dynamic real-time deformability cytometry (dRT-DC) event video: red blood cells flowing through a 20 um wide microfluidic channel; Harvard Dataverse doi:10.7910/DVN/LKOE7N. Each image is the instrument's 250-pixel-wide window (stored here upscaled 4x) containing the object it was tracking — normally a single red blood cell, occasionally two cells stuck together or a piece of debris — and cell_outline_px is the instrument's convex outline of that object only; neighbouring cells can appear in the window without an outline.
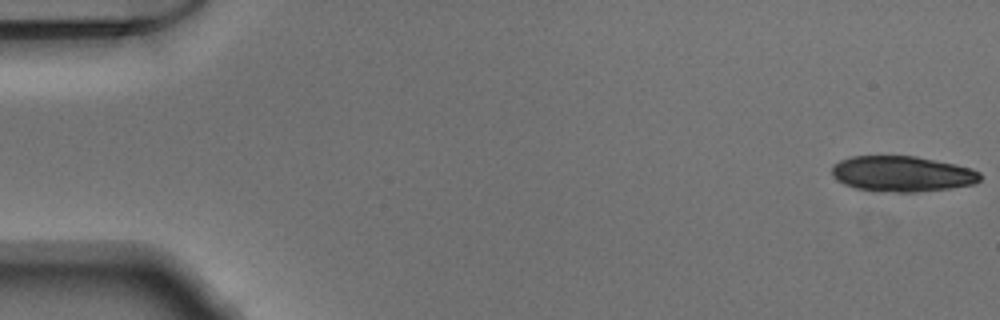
{"species": "Egyptian fruit bat (a non-hibernating species)", "species_latin": "Rousettus aegyptiacus", "temperature_condition": "warm", "stored_images_in_passage": 16, "camera_frame_rate_fps": 3000, "um_per_image_px": 0.085, "animal": {"sex": "male"}, "frame": {"image": 1, "passage_image": 1, "time_ms": 0.0, "image_size_px": [1000, 320], "cell_outline_px": [[980, 180], [976, 184], [948, 188], [916, 192], [872, 192], [856, 188], [844, 184], [836, 180], [832, 176], [832, 164], [840, 160], [852, 156], [916, 156], [956, 164], [972, 168], [980, 172]], "centroid_in_image_um": [76.66, 14.78], "position_along_channel_um": 8.3, "area_um2": 31.15}}
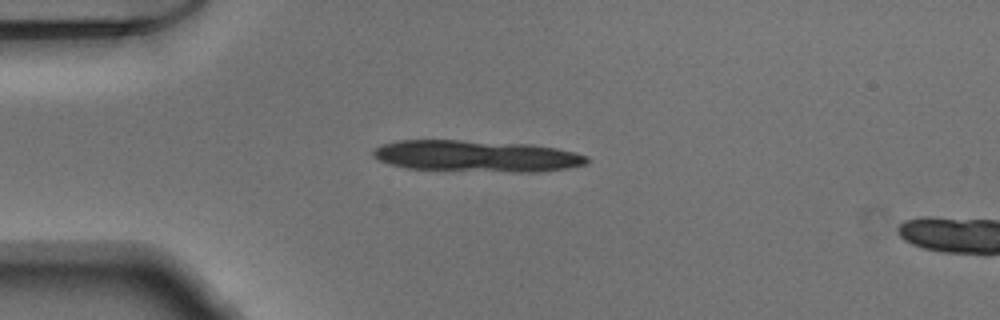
{"frame": {"image": 2, "passage_image": 13, "time_ms": 4.0, "image_size_px": [1000, 320], "cell_outline_px": [[588, 164], [568, 168], [536, 172], [520, 172], [408, 168], [392, 164], [380, 160], [372, 152], [380, 144], [396, 140], [460, 140], [532, 144], [556, 148], [588, 156]], "centroid_in_image_um": [40.54, 13.25], "position_along_channel_um": 44.5, "area_um2": 38.96}}